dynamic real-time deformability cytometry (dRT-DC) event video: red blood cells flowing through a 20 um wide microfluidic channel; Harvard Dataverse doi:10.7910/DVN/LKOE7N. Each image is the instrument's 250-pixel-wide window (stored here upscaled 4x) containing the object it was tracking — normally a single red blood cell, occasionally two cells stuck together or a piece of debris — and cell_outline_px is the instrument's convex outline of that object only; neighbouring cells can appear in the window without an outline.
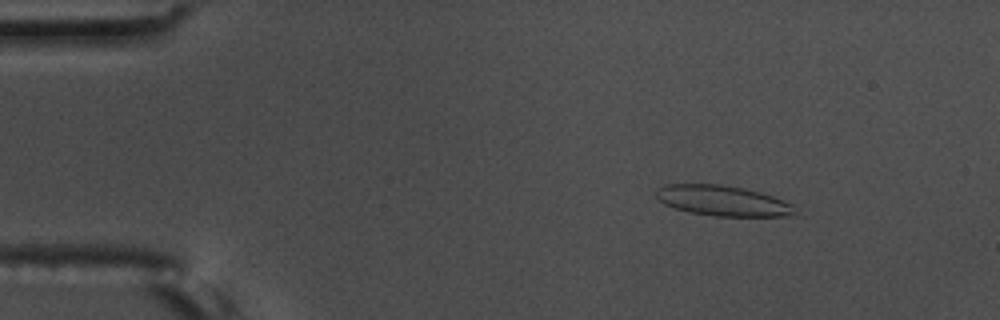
{"species": "common noctule bat (a hibernating species)", "species_latin": "Nyctalus noctula", "temperature_condition": "warm", "stored_images_in_passage": 50, "camera_frame_rate_fps": 3000, "um_per_image_px": 0.085, "animal": {"sex": "male", "body_mass_g": 17.5, "forearm_length_mm": 52.3}, "frame": {"image": 1, "passage_image": 2, "time_ms": 0.333, "image_size_px": [1000, 320], "cell_outline_px": [[804, 216], [716, 216], [688, 212], [664, 204], [656, 196], [656, 188], [664, 184], [720, 184], [744, 188], [760, 192], [772, 196], [792, 204]], "centroid_in_image_um": [61.5, 17.07], "position_along_channel_um": 23.5, "area_um2": 24.91}}
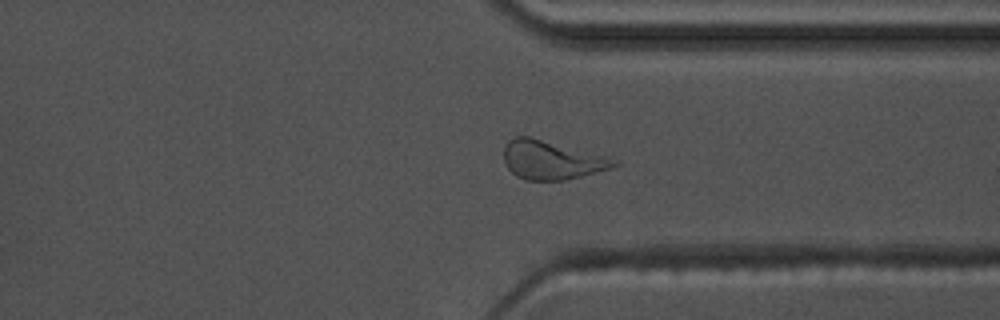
{"frame": {"image": 2, "passage_image": 37, "time_ms": 12.0, "image_size_px": [1000, 320], "cell_outline_px": [[620, 164], [612, 168], [564, 180], [524, 180], [516, 176], [508, 168], [504, 160], [504, 144], [508, 140], [516, 136], [528, 136], [604, 156]], "centroid_in_image_um": [46.81, 13.61], "position_along_channel_um": 364.6, "area_um2": 24.39}}
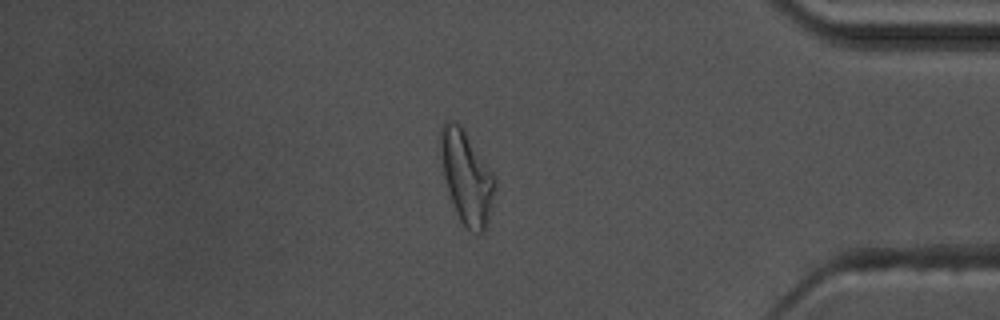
{"frame": {"image": 3, "passage_image": 42, "time_ms": 13.667, "image_size_px": [1000, 320], "cell_outline_px": [[496, 188], [484, 232], [472, 232], [460, 220], [456, 212], [444, 176], [440, 152], [440, 128], [448, 120], [452, 120], [460, 124], [496, 176]], "centroid_in_image_um": [39.67, 15.02], "position_along_channel_um": 395.5, "area_um2": 29.02}, "authors_computed_cell_mechanics": {"area_um2": 24.3049, "velocity_mm_per_s": 3.6191, "shape_relaxation_time_tau1_ms": 7.0044, "shape_relaxation_time_tau2_ms": 1.3533, "deformation_change_tau1": 0.2233, "deformation_change_tau2": 0.1167}}